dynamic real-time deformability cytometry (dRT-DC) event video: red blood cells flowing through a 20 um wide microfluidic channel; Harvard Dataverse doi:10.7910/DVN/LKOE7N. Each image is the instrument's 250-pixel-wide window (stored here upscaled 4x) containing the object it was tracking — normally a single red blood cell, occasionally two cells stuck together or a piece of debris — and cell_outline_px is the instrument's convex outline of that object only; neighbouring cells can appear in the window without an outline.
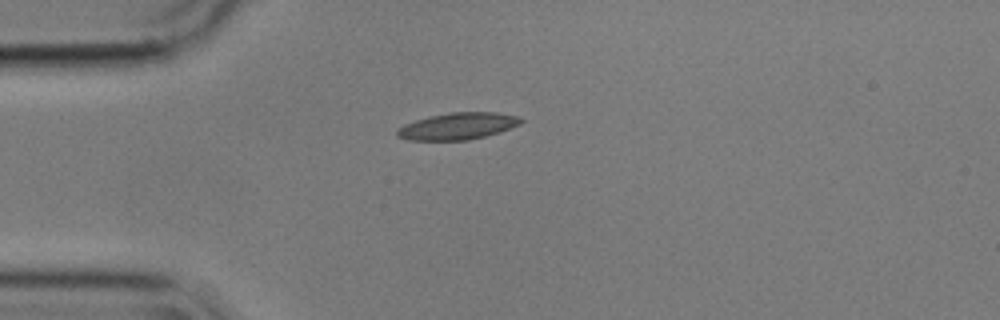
{"species": "common noctule bat (a hibernating species)", "species_latin": "Nyctalus noctula", "temperature_condition": "cold", "stored_images_in_passage": 42, "camera_frame_rate_fps": 3000, "um_per_image_px": 0.085, "animal": {"sex": "male", "body_mass_g": 17.9}, "frame": {"image": 1, "passage_image": 1, "time_ms": 0.0, "image_size_px": [1000, 320], "cell_outline_px": [[524, 120], [520, 124], [500, 132], [468, 140], [408, 140], [396, 136], [396, 128], [404, 124], [428, 116], [448, 112], [496, 112], [516, 116]], "centroid_in_image_um": [38.87, 10.72], "position_along_channel_um": 46.1, "area_um2": 19.42}}
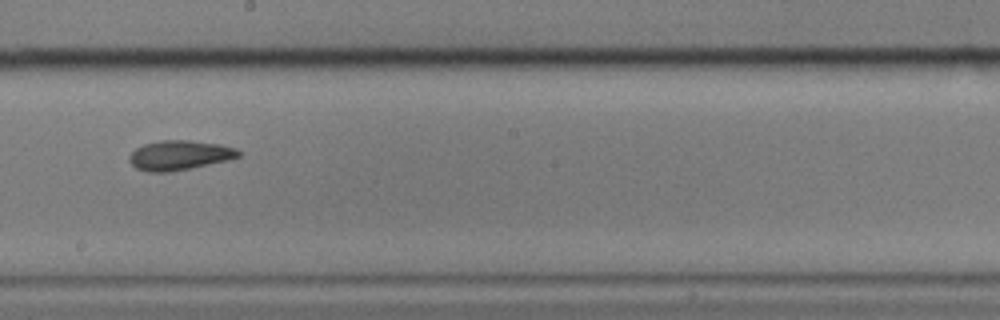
{"frame": {"image": 2, "passage_image": 18, "time_ms": 5.667, "image_size_px": [1000, 320], "cell_outline_px": [[240, 156], [232, 160], [168, 172], [148, 172], [136, 168], [128, 160], [128, 156], [136, 148], [144, 144], [160, 140], [188, 140], [220, 144], [236, 148], [240, 152]], "centroid_in_image_um": [15.27, 13.19], "position_along_channel_um": 232.9, "area_um2": 18.96}}
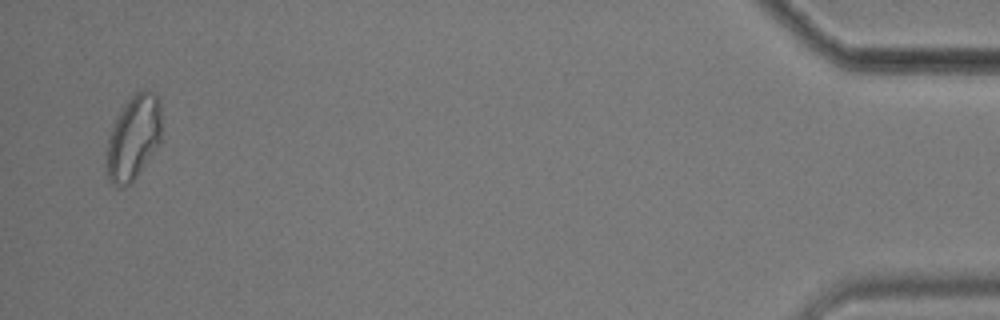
{"frame": {"image": 3, "passage_image": 41, "time_ms": 13.333, "image_size_px": [1000, 320], "cell_outline_px": [[160, 140], [144, 164], [132, 180], [128, 184], [120, 188], [112, 184], [108, 180], [104, 160], [108, 136], [124, 104], [132, 92], [144, 88], [148, 88], [156, 92], [160, 100]], "centroid_in_image_um": [11.3, 11.63], "position_along_channel_um": 423.9, "area_um2": 27.28}, "authors_computed_cell_mechanics": {"area_um2": 18.6405, "velocity_mm_per_s": 3.5623, "shape_relaxation_time_tau1_ms": 5.191, "shape_relaxation_time_tau2_ms": 4.1824, "deformation_change_tau1": 0.1225, "deformation_change_tau2": 0.1093}}